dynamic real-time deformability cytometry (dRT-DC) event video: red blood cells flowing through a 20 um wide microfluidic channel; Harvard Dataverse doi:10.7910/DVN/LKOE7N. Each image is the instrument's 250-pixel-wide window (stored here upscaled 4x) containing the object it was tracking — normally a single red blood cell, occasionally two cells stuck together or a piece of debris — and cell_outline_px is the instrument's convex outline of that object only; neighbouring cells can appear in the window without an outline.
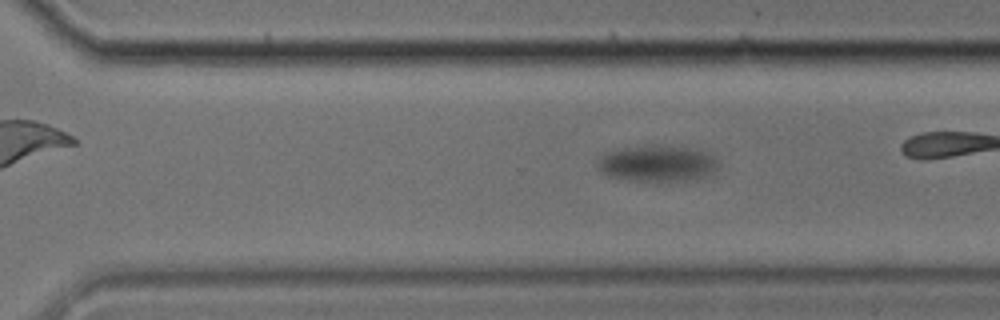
{"species": "common noctule bat (a hibernating species)", "species_latin": "Nyctalus noctula", "temperature_condition": "cold", "stored_images_in_passage": 60, "camera_frame_rate_fps": 3000, "um_per_image_px": 0.085, "animal": {"sex": "male", "body_mass_g": 17.9}, "frame": {"image": 1, "passage_image": 35, "time_ms": 11.333, "image_size_px": [1000, 320], "cell_outline_px": [[720, 164], [708, 176], [696, 180], [628, 180], [608, 176], [600, 172], [596, 164], [600, 156], [608, 152], [624, 148], [696, 148], [708, 152], [716, 156]], "centroid_in_image_um": [55.92, 13.93], "position_along_channel_um": 314.7, "area_um2": 24.85}}
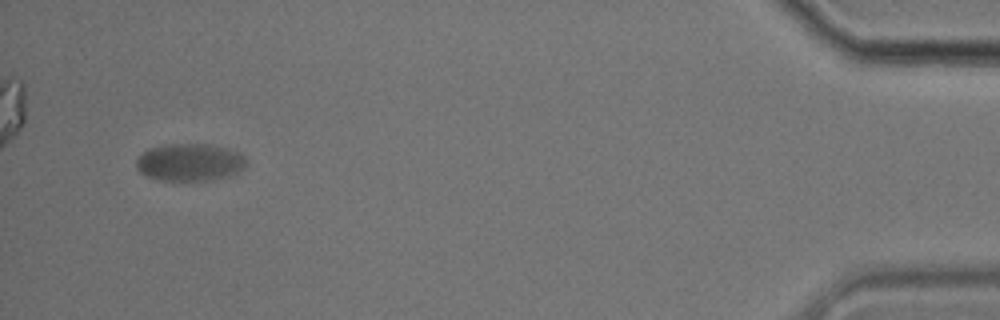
{"frame": {"image": 2, "passage_image": 57, "time_ms": 18.667, "image_size_px": [1000, 320], "cell_outline_px": [[248, 164], [244, 168], [228, 176], [208, 180], [160, 180], [148, 176], [140, 172], [136, 168], [136, 160], [144, 152], [152, 148], [168, 144], [208, 144], [228, 148], [240, 152], [248, 160]], "centroid_in_image_um": [16.18, 13.79], "position_along_channel_um": 419.0, "area_um2": 23.93}}